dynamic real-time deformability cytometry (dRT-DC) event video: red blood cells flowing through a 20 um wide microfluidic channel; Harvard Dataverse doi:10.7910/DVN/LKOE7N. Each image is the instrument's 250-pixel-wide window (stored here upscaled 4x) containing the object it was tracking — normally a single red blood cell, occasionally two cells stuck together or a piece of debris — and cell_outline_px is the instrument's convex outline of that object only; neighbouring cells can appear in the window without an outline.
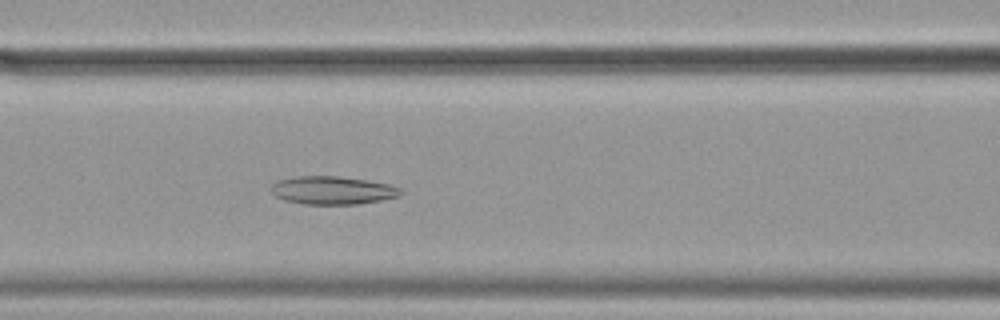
{"species": "common noctule bat (a hibernating species)", "species_latin": "Nyctalus noctula", "temperature_condition": "cold", "stored_images_in_passage": 54, "camera_frame_rate_fps": 3000, "um_per_image_px": 0.085, "animal": {"sex": "female", "body_mass_g": 19.9}, "frame": {"image": 1, "passage_image": 21, "time_ms": 6.667, "image_size_px": [1000, 320], "cell_outline_px": [[404, 192], [400, 196], [380, 200], [356, 204], [304, 204], [284, 200], [276, 196], [272, 192], [272, 184], [280, 180], [292, 176], [340, 176], [368, 180], [388, 184], [400, 188]], "centroid_in_image_um": [28.28, 16.17], "position_along_channel_um": 138.3, "area_um2": 21.21}}
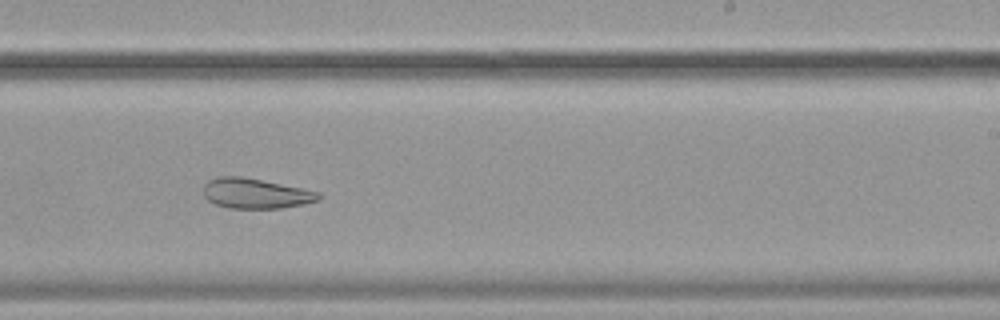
{"frame": {"image": 2, "passage_image": 32, "time_ms": 10.333, "image_size_px": [1000, 320], "cell_outline_px": [[320, 200], [304, 204], [280, 208], [228, 208], [216, 204], [208, 200], [204, 196], [204, 184], [208, 180], [220, 176], [240, 176], [320, 192]], "centroid_in_image_um": [21.71, 16.45], "position_along_channel_um": 267.3, "area_um2": 20.0}}
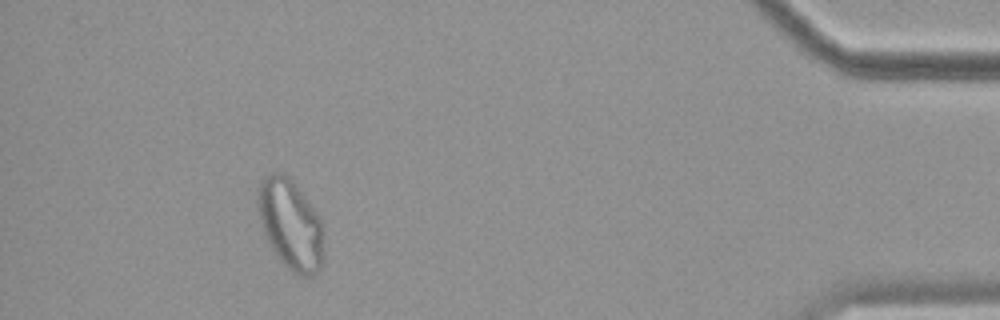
{"frame": {"image": 3, "passage_image": 49, "time_ms": 16.0, "image_size_px": [1000, 320], "cell_outline_px": [[324, 256], [320, 268], [312, 276], [304, 276], [292, 272], [280, 260], [272, 248], [264, 232], [260, 220], [256, 196], [256, 192], [260, 180], [264, 176], [272, 172], [284, 172], [288, 176], [320, 216]], "centroid_in_image_um": [24.68, 19.05], "position_along_channel_um": 410.5, "area_um2": 34.51}, "authors_computed_cell_mechanics": {"area_um2": 27.5706, "velocity_mm_per_s": 3.5456, "shape_relaxation_time_tau1_ms": null, "shape_relaxation_time_tau2_ms": 5.9674, "deformation_change_tau1": null, "deformation_change_tau2": 0.1442}}